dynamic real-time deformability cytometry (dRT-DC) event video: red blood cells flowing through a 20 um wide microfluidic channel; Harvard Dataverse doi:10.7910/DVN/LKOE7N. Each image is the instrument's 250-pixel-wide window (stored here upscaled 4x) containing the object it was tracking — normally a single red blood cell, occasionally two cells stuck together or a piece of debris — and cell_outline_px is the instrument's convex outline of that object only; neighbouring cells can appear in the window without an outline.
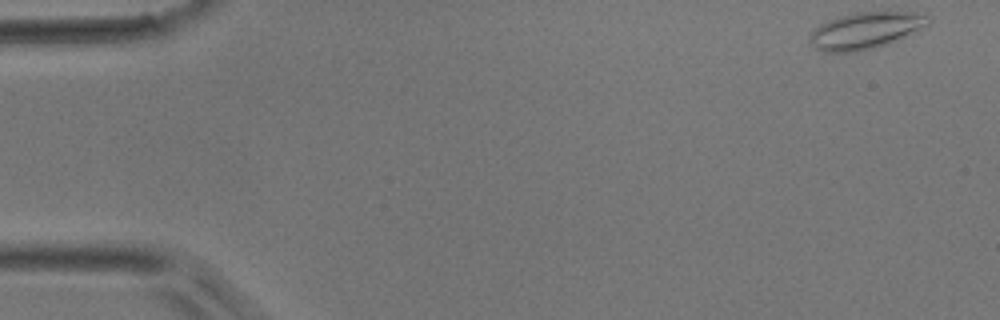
{"species": "common noctule bat (a hibernating species)", "species_latin": "Nyctalus noctula", "temperature_condition": "room temperature", "stored_images_in_passage": 40, "camera_frame_rate_fps": 3000, "um_per_image_px": 0.085, "animal": {"sex": "male", "body_mass_g": 17.9}, "frame": {"image": 1, "passage_image": 1, "time_ms": 0.0, "image_size_px": [1000, 320], "cell_outline_px": [[932, 20], [928, 24], [904, 36], [884, 44], [872, 48], [856, 52], [824, 52], [816, 48], [812, 44], [808, 36], [820, 24], [840, 16], [856, 12], [924, 12], [932, 16]], "centroid_in_image_um": [73.59, 2.57], "position_along_channel_um": 11.4, "area_um2": 24.97}}
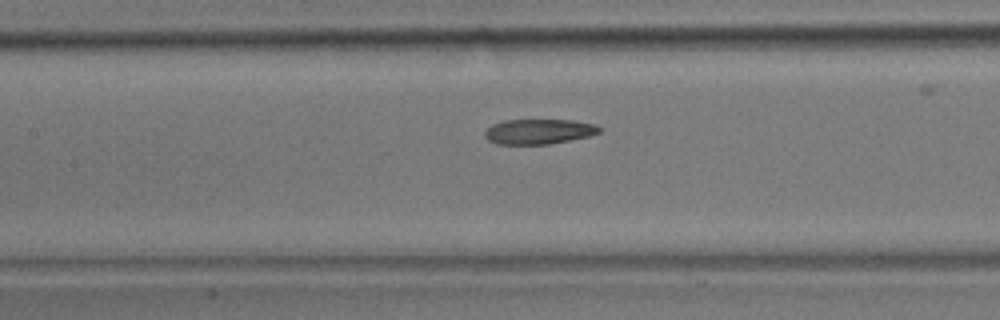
{"frame": {"image": 2, "passage_image": 20, "time_ms": 6.333, "image_size_px": [1000, 320], "cell_outline_px": [[604, 128], [600, 132], [588, 136], [548, 144], [496, 144], [488, 140], [484, 136], [484, 132], [492, 124], [504, 120], [572, 120], [596, 124]], "centroid_in_image_um": [45.8, 11.17], "position_along_channel_um": 161.6, "area_um2": 16.76}}
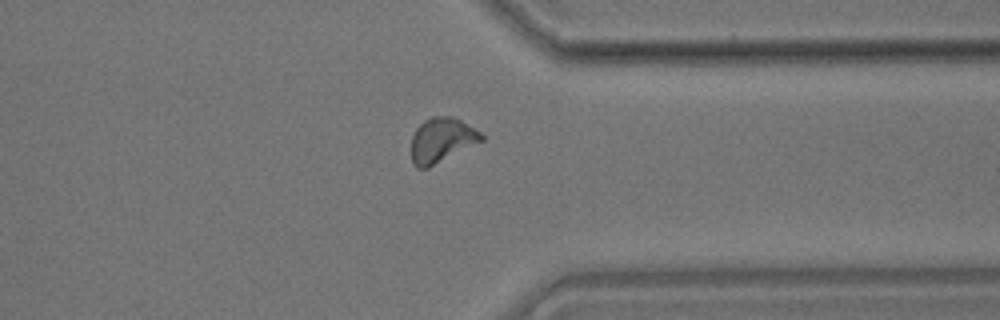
{"frame": {"image": 3, "passage_image": 35, "time_ms": 11.333, "image_size_px": [1000, 320], "cell_outline_px": [[484, 140], [428, 168], [416, 168], [412, 164], [412, 136], [416, 128], [424, 120], [432, 116], [452, 116], [460, 120], [480, 132], [484, 136]], "centroid_in_image_um": [37.53, 11.91], "position_along_channel_um": 373.9, "area_um2": 18.21}}